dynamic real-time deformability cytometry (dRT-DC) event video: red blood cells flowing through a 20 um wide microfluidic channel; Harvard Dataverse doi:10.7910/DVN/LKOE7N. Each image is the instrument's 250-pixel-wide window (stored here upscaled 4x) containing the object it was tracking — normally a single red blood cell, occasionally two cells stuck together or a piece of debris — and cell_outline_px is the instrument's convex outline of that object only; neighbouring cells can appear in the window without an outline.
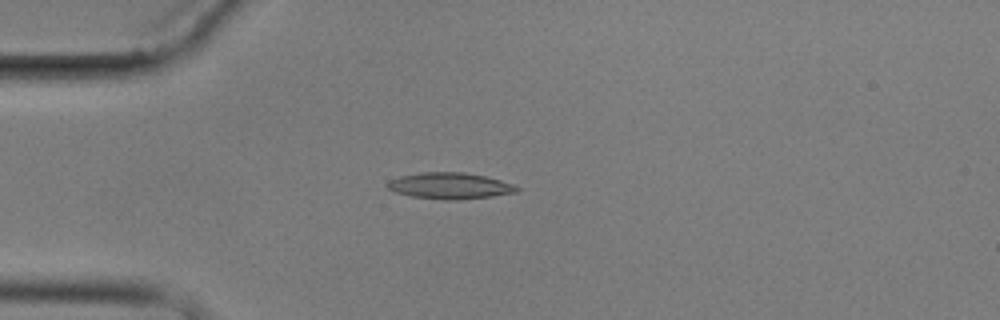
{"species": "common noctule bat (a hibernating species)", "species_latin": "Nyctalus noctula", "temperature_condition": "cold", "stored_images_in_passage": 13, "camera_frame_rate_fps": 3000, "um_per_image_px": 0.085, "animal": {"sex": "male", "body_mass_g": 17.9}, "frame": {"image": 1, "passage_image": 2, "time_ms": 2.333, "image_size_px": [1000, 320], "cell_outline_px": [[520, 188], [516, 192], [492, 196], [460, 200], [444, 200], [412, 196], [396, 192], [388, 188], [384, 184], [388, 180], [400, 176], [420, 172], [464, 172], [484, 176], [500, 180], [512, 184]], "centroid_in_image_um": [38.2, 15.79], "position_along_channel_um": 46.8, "area_um2": 19.83}}
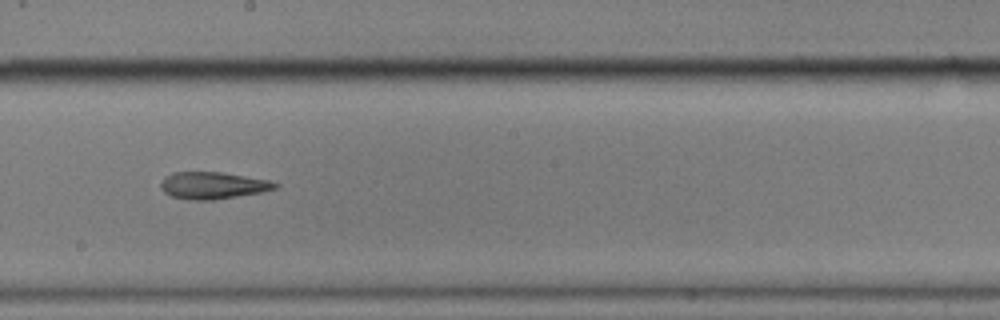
{"frame": {"image": 2, "passage_image": 7, "time_ms": 8.0, "image_size_px": [1000, 320], "cell_outline_px": [[280, 184], [276, 188], [260, 192], [212, 200], [188, 200], [172, 196], [164, 192], [160, 188], [160, 184], [164, 176], [172, 172], [224, 172], [268, 180]], "centroid_in_image_um": [18.05, 15.75], "position_along_channel_um": 230.2, "area_um2": 17.98}}
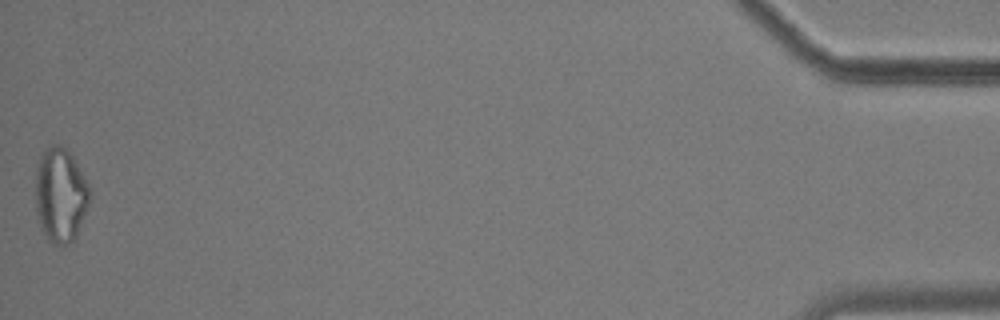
{"frame": {"image": 3, "passage_image": 13, "time_ms": 16.333, "image_size_px": [1000, 320], "cell_outline_px": [[88, 204], [76, 236], [68, 244], [52, 244], [48, 240], [40, 228], [36, 212], [36, 164], [44, 148], [48, 144], [56, 144], [64, 148], [76, 160], [88, 184]], "centroid_in_image_um": [5.1, 16.55], "position_along_channel_um": 430.1, "area_um2": 29.77}}